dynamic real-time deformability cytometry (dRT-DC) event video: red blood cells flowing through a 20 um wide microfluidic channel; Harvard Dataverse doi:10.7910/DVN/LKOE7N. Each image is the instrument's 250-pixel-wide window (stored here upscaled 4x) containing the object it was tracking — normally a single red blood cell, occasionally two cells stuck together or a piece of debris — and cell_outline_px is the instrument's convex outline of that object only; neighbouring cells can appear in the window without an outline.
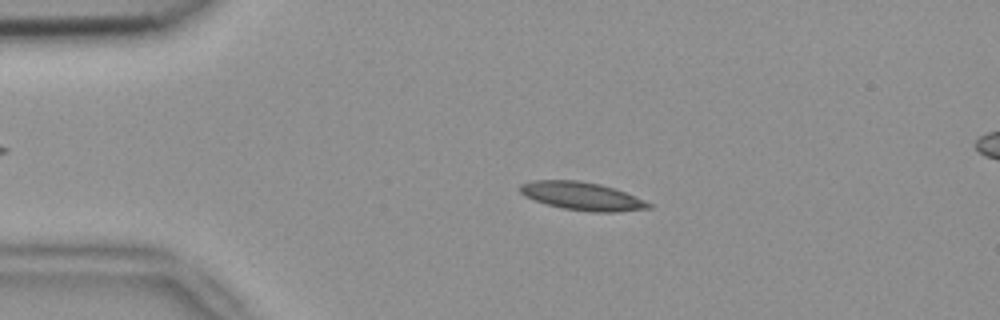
{"species": "common noctule bat (a hibernating species)", "species_latin": "Nyctalus noctula", "temperature_condition": "room temperature", "stored_images_in_passage": 52, "camera_frame_rate_fps": 3000, "um_per_image_px": 0.085, "animal": {"sex": "female", "body_mass_g": 18.4}, "frame": {"image": 1, "passage_image": 10, "time_ms": 3.0, "image_size_px": [1000, 320], "cell_outline_px": [[652, 208], [616, 212], [592, 212], [564, 208], [548, 204], [524, 196], [516, 188], [520, 184], [532, 180], [580, 180], [600, 184], [616, 188], [644, 200], [652, 204]], "centroid_in_image_um": [49.47, 16.66], "position_along_channel_um": 35.5, "area_um2": 21.15}}
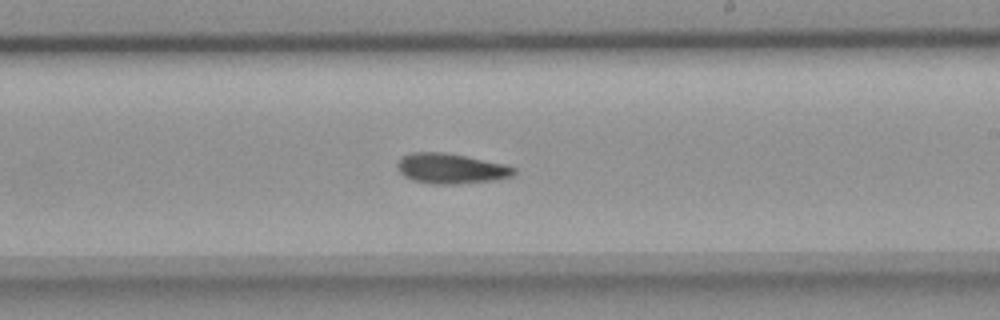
{"frame": {"image": 2, "passage_image": 30, "time_ms": 9.667, "image_size_px": [1000, 320], "cell_outline_px": [[516, 176], [492, 180], [456, 184], [432, 184], [412, 180], [404, 176], [400, 172], [396, 164], [400, 156], [412, 152], [444, 152], [504, 164], [516, 168]], "centroid_in_image_um": [38.31, 14.32], "position_along_channel_um": 250.7, "area_um2": 20.58}}
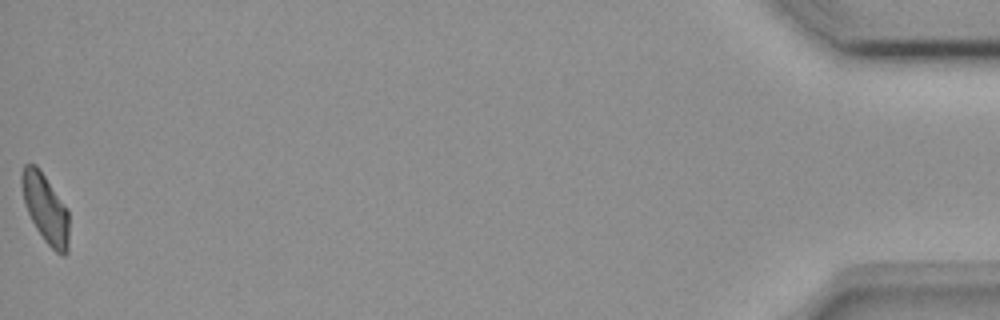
{"frame": {"image": 3, "passage_image": 52, "time_ms": 17.0, "image_size_px": [1000, 320], "cell_outline_px": [[68, 252], [64, 256], [56, 252], [44, 240], [36, 228], [28, 212], [24, 200], [20, 184], [20, 176], [24, 164], [36, 164], [68, 208]], "centroid_in_image_um": [3.86, 17.7], "position_along_channel_um": 431.3, "area_um2": 18.96}}